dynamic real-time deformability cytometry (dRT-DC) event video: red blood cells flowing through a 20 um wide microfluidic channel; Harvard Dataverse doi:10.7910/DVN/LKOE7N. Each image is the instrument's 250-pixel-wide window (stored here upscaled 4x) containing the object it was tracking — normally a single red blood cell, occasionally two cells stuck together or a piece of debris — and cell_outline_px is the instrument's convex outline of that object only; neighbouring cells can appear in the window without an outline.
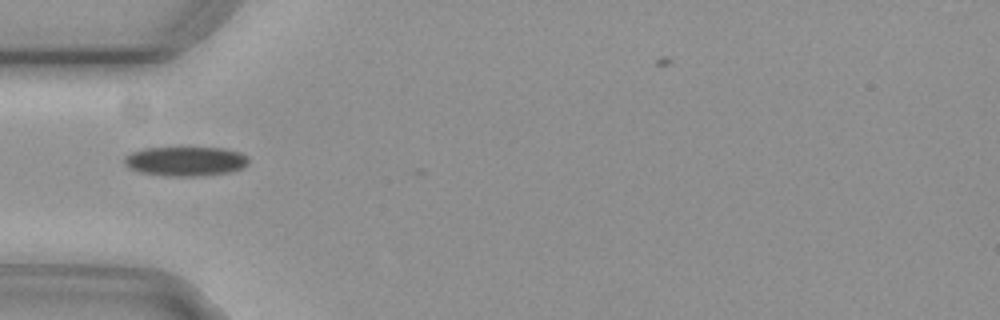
{"species": "common noctule bat (a hibernating species)", "species_latin": "Nyctalus noctula", "temperature_condition": "cold", "stored_images_in_passage": 32, "camera_frame_rate_fps": 3000, "um_per_image_px": 0.085, "animal": {"sex": "female", "body_mass_g": 29.2, "forearm_length_mm": 56.3}, "frame": {"image": 1, "passage_image": 1, "time_ms": 0.0, "image_size_px": [1000, 320], "cell_outline_px": [[248, 164], [244, 168], [228, 172], [196, 176], [164, 176], [140, 172], [128, 168], [124, 164], [124, 156], [132, 152], [144, 148], [224, 148], [240, 152], [248, 156]], "centroid_in_image_um": [15.76, 13.71], "position_along_channel_um": 69.2, "area_um2": 21.39}}
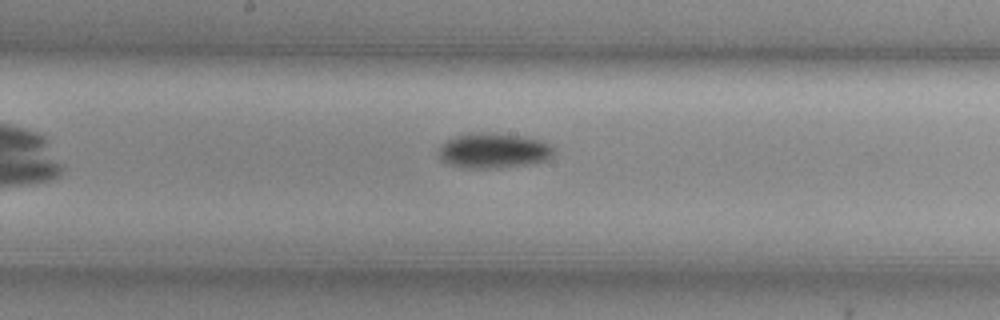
{"frame": {"image": 2, "passage_image": 12, "time_ms": 3.667, "image_size_px": [1000, 320], "cell_outline_px": [[552, 156], [544, 160], [528, 164], [496, 168], [464, 168], [448, 164], [440, 160], [440, 144], [456, 136], [468, 132], [480, 132], [524, 136], [540, 140], [548, 144], [552, 148]], "centroid_in_image_um": [41.9, 12.8], "position_along_channel_um": 206.3, "area_um2": 23.41}}
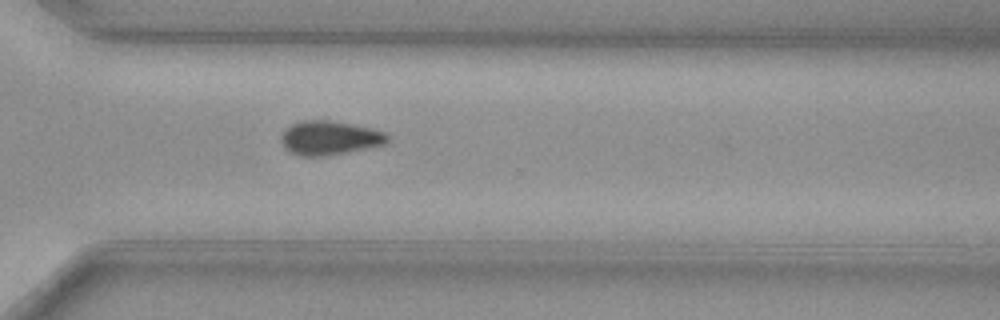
{"frame": {"image": 3, "passage_image": 23, "time_ms": 7.333, "image_size_px": [1000, 320], "cell_outline_px": [[388, 140], [384, 144], [328, 156], [300, 156], [288, 152], [284, 148], [280, 140], [280, 136], [292, 124], [304, 120], [332, 120], [372, 128], [384, 132], [388, 136]], "centroid_in_image_um": [27.98, 11.73], "position_along_channel_um": 342.6, "area_um2": 21.1}}